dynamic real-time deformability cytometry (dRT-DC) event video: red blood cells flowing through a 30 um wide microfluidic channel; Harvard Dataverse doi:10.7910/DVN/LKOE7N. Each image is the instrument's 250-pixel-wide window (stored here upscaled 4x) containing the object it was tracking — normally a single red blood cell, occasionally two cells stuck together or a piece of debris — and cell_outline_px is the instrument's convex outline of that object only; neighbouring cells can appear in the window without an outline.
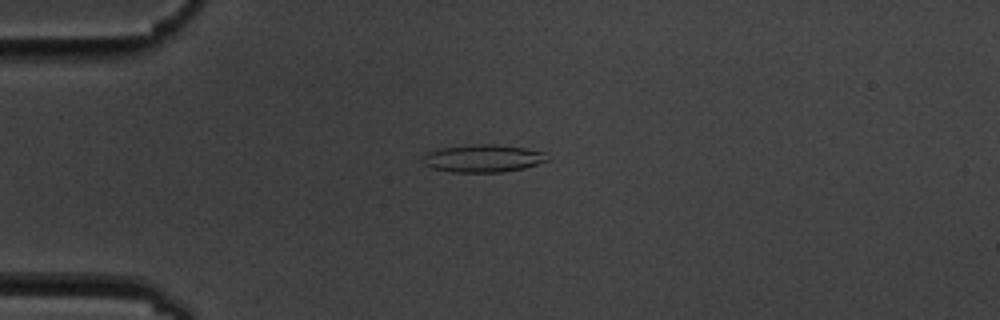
{"species": "common noctule bat (a hibernating species)", "species_latin": "Nyctalus noctula", "temperature_condition": "cold", "stored_images_in_passage": 7, "camera_frame_rate_fps": 3000, "um_per_image_px": 0.085, "animal": {"sex": "male", "body_mass_g": 19.5, "forearm_length_mm": 54.6}, "frame": {"image": 1, "passage_image": 4, "time_ms": 3.667, "image_size_px": [1000, 320], "cell_outline_px": [[548, 160], [524, 168], [504, 172], [452, 172], [432, 168], [424, 164], [424, 156], [428, 152], [440, 148], [472, 144], [496, 144], [524, 148], [544, 152]], "centroid_in_image_um": [41.05, 13.46], "position_along_channel_um": 44.0, "area_um2": 19.88}}
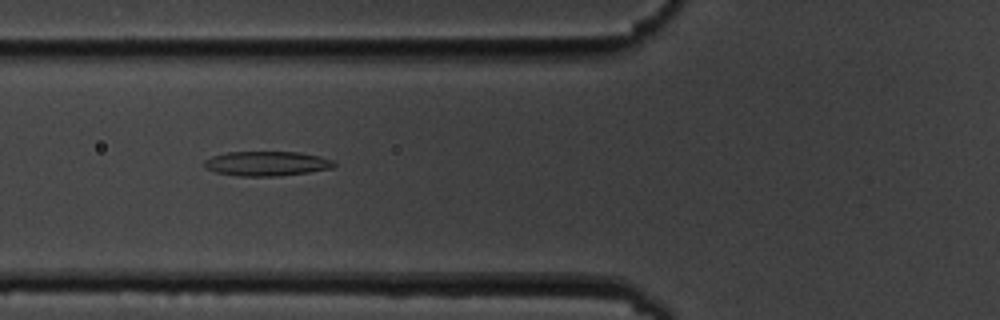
{"frame": {"image": 2, "passage_image": 6, "time_ms": 6.0, "image_size_px": [1000, 320], "cell_outline_px": [[336, 164], [332, 168], [308, 172], [280, 176], [240, 176], [216, 172], [204, 168], [204, 160], [212, 156], [228, 152], [300, 152], [320, 156], [332, 160]], "centroid_in_image_um": [22.66, 13.9], "position_along_channel_um": 103.1, "area_um2": 18.61}}
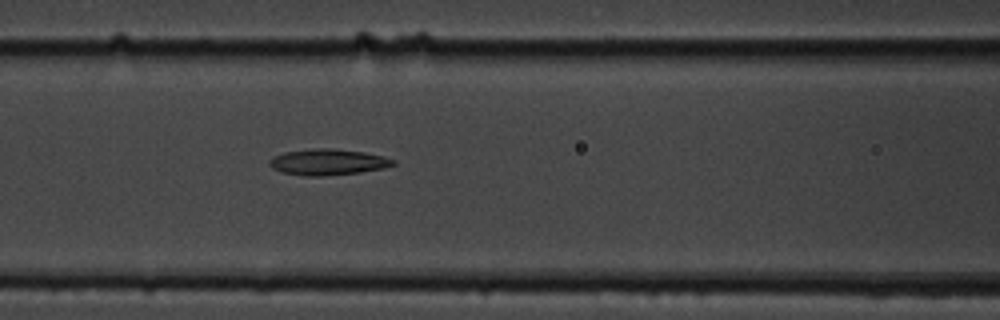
{"frame": {"image": 3, "passage_image": 7, "time_ms": 7.0, "image_size_px": [1000, 320], "cell_outline_px": [[396, 164], [384, 168], [360, 172], [324, 176], [304, 176], [280, 172], [272, 168], [268, 164], [268, 160], [284, 152], [312, 148], [332, 148], [364, 152], [384, 156], [396, 160]], "centroid_in_image_um": [27.87, 13.77], "position_along_channel_um": 138.7, "area_um2": 18.96}}